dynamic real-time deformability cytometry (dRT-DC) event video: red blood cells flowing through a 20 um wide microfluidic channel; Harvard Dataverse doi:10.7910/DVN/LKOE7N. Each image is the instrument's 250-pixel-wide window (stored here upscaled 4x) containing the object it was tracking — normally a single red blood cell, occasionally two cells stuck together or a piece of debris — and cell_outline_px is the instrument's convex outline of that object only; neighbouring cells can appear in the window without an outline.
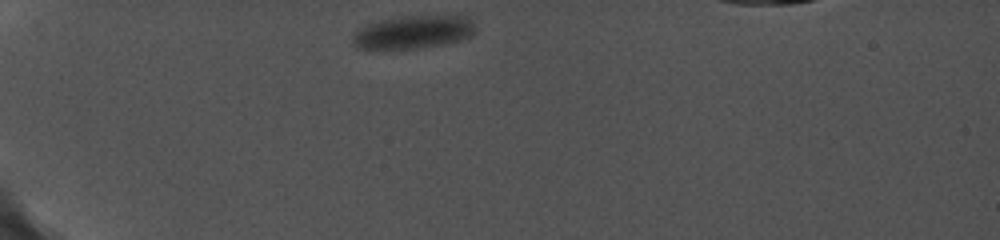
{"species": "common noctule bat (a hibernating species)", "species_latin": "Nyctalus noctula", "temperature_condition": "cold", "stored_images_in_passage": 48, "camera_frame_rate_fps": 5000, "um_per_image_px": 0.085, "animal": {"sex": "female", "body_mass_g": 19.0, "forearm_length_mm": 56.7}, "frame": {"image": 1, "passage_image": 1, "time_ms": 0.0, "image_size_px": [1000, 240], "cell_outline_px": [[476, 32], [472, 36], [460, 40], [444, 44], [420, 48], [356, 48], [352, 40], [352, 36], [360, 28], [368, 24], [380, 20], [396, 16], [468, 16], [476, 24]], "centroid_in_image_um": [35.19, 2.71], "position_along_channel_um": 49.8, "area_um2": 23.76}}
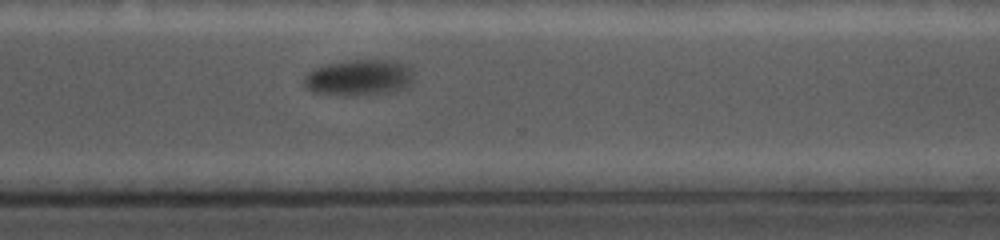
{"frame": {"image": 2, "passage_image": 37, "time_ms": 9.4, "image_size_px": [1000, 240], "cell_outline_px": [[412, 80], [404, 88], [388, 92], [352, 96], [336, 96], [312, 92], [304, 84], [304, 80], [308, 72], [320, 64], [352, 60], [396, 60], [404, 64], [412, 72]], "centroid_in_image_um": [30.45, 6.6], "position_along_channel_um": 340.2, "area_um2": 23.18}}
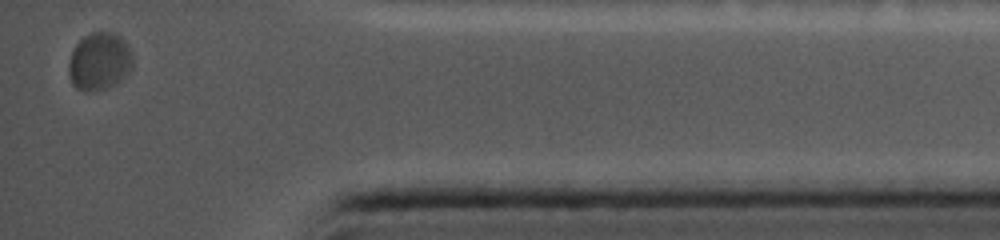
{"frame": {"image": 3, "passage_image": 48, "time_ms": 12.2, "image_size_px": [1000, 240], "cell_outline_px": [[132, 68], [116, 84], [108, 88], [88, 92], [84, 92], [76, 88], [72, 84], [68, 72], [68, 64], [72, 52], [76, 44], [84, 36], [92, 32], [112, 32], [120, 36], [128, 44], [132, 52]], "centroid_in_image_um": [8.45, 5.23], "position_along_channel_um": 426.8, "area_um2": 21.73}, "authors_computed_cell_mechanics": {"area_um2": 24.4494, "velocity_mm_per_s": 3.5222, "shape_relaxation_time_tau1_ms": 1.0941, "shape_relaxation_time_tau2_ms": null, "deformation_change_tau1": 0.051, "deformation_change_tau2": null}}